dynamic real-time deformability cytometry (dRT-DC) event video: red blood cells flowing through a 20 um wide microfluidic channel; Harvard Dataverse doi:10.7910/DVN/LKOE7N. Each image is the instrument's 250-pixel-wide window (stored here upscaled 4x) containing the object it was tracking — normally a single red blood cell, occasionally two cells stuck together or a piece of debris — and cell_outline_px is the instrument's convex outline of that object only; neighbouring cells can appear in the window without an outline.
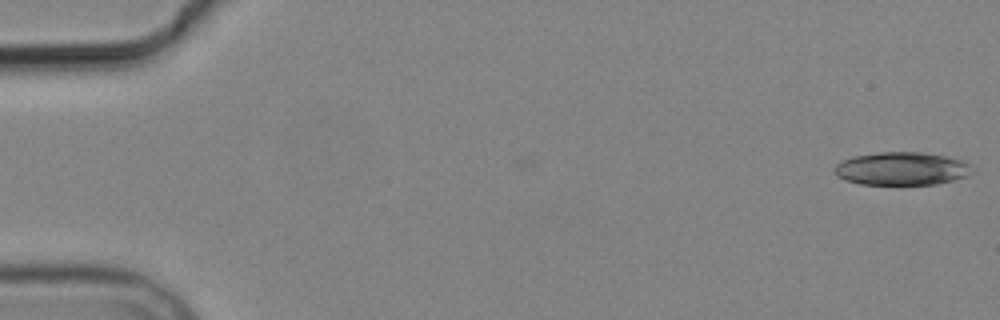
{"species": "common noctule bat (a hibernating species)", "species_latin": "Nyctalus noctula", "temperature_condition": "cold", "stored_images_in_passage": 2, "camera_frame_rate_fps": 3000, "um_per_image_px": 0.085, "animal": {"sex": "male", "body_mass_g": 19.2, "forearm_length_mm": 51.8}, "frame": {"image": 1, "passage_image": 2, "time_ms": 1.0, "image_size_px": [1000, 320], "cell_outline_px": [[968, 176], [936, 184], [860, 184], [844, 180], [836, 176], [832, 168], [840, 160], [852, 156], [880, 152], [920, 152], [944, 156], [964, 160], [968, 164]], "centroid_in_image_um": [76.54, 14.33], "position_along_channel_um": 8.5, "area_um2": 26.47}}